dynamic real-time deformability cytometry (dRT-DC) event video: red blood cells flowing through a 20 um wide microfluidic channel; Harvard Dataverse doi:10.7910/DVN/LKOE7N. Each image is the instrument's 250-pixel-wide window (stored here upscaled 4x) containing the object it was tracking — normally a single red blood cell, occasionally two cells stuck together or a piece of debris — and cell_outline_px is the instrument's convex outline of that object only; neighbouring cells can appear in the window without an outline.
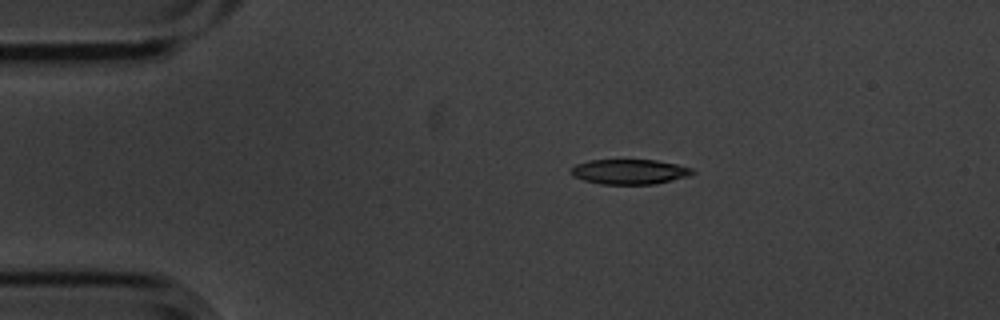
{"species": "common noctule bat (a hibernating species)", "species_latin": "Nyctalus noctula", "temperature_condition": "cold", "stored_images_in_passage": 2, "camera_frame_rate_fps": 3000, "um_per_image_px": 0.085, "animal": {"sex": "male", "body_mass_g": 20.1, "forearm_length_mm": 53.5}, "frame": {"image": 1, "passage_image": 1, "time_ms": 0.0, "image_size_px": [1000, 320], "cell_outline_px": [[696, 172], [688, 176], [652, 184], [600, 184], [584, 180], [572, 176], [572, 168], [576, 164], [588, 160], [656, 160], [676, 164], [692, 168]], "centroid_in_image_um": [53.5, 14.59], "position_along_channel_um": 31.5, "area_um2": 17.51}}